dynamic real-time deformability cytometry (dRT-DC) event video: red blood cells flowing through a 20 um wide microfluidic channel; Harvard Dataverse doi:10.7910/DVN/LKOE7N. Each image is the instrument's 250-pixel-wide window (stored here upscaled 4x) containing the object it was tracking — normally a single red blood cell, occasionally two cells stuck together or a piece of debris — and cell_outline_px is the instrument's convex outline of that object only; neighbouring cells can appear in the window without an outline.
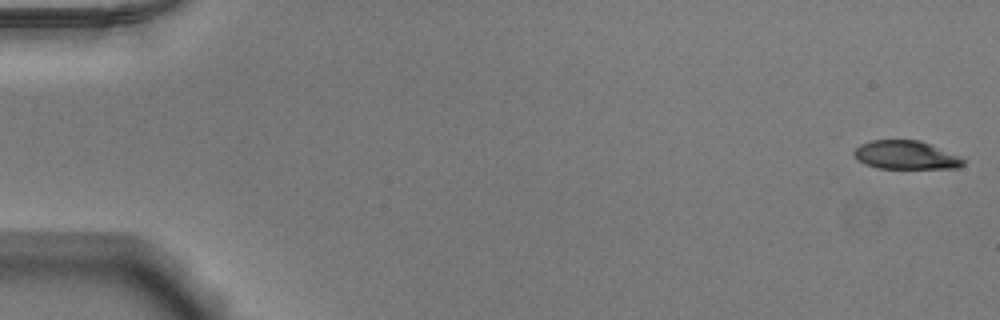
{"species": "Egyptian fruit bat (a non-hibernating species)", "species_latin": "Rousettus aegyptiacus", "temperature_condition": "warm", "stored_images_in_passage": 52, "camera_frame_rate_fps": 3000, "um_per_image_px": 0.085, "animal": {"sex": "male"}, "frame": {"image": 1, "passage_image": 1, "time_ms": 0.0, "image_size_px": [1000, 320], "cell_outline_px": [[964, 164], [956, 168], [880, 168], [864, 164], [852, 152], [860, 144], [872, 140], [920, 140], [956, 156], [964, 160]], "centroid_in_image_um": [76.94, 13.18], "position_along_channel_um": 8.1, "area_um2": 17.69}}
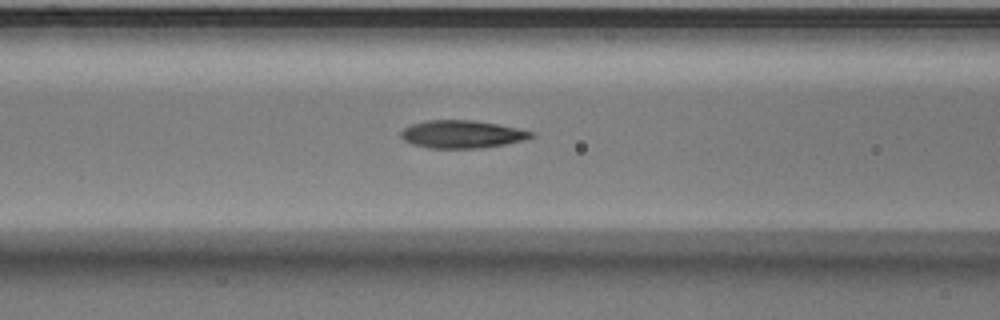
{"frame": {"image": 2, "passage_image": 22, "time_ms": 7.0, "image_size_px": [1000, 320], "cell_outline_px": [[536, 136], [504, 144], [480, 148], [428, 148], [412, 144], [404, 140], [400, 136], [400, 132], [404, 128], [412, 124], [428, 120], [472, 120], [496, 124], [516, 128], [532, 132]], "centroid_in_image_um": [39.21, 11.41], "position_along_channel_um": 127.4, "area_um2": 20.81}}
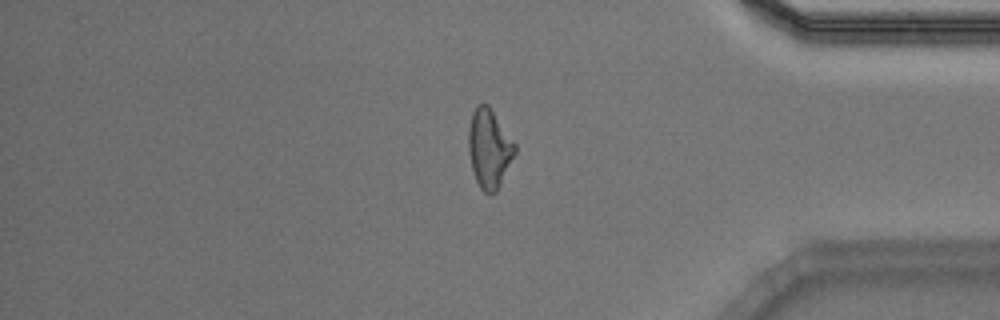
{"frame": {"image": 3, "passage_image": 44, "time_ms": 14.333, "image_size_px": [1000, 320], "cell_outline_px": [[516, 152], [496, 192], [492, 196], [484, 192], [480, 188], [476, 180], [472, 168], [468, 152], [468, 128], [472, 112], [476, 104], [488, 104], [516, 144]], "centroid_in_image_um": [41.57, 12.62], "position_along_channel_um": 393.6, "area_um2": 21.44}, "authors_computed_cell_mechanics": {"area_um2": 20.6924, "velocity_mm_per_s": 3.9239, "shape_relaxation_time_tau1_ms": 9.0427, "shape_relaxation_time_tau2_ms": 2.26, "deformation_change_tau1": 0.2713, "deformation_change_tau2": 0.1028}}